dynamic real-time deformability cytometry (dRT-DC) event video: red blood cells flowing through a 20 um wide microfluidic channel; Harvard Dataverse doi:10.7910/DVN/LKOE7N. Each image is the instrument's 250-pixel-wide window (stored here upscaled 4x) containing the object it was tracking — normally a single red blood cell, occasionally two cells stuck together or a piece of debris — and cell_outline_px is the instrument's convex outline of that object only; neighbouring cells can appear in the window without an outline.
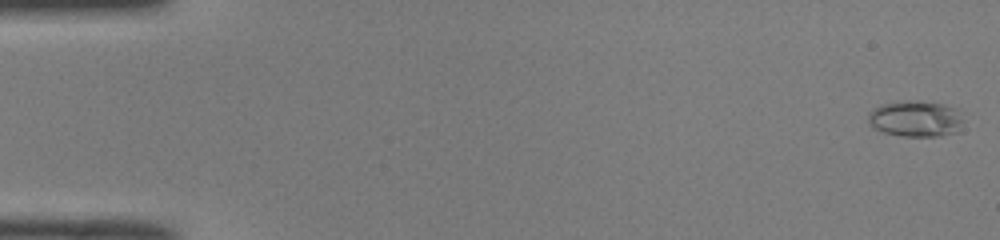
{"species": "common noctule bat (a hibernating species)", "species_latin": "Nyctalus noctula", "temperature_condition": "room temperature", "stored_images_in_passage": 51, "camera_frame_rate_fps": 3000, "um_per_image_px": 0.085, "animal": {"sex": "male", "body_mass_g": 19.0, "forearm_length_mm": 50.8}, "frame": {"image": 1, "passage_image": 1, "time_ms": 0.0, "image_size_px": [1000, 240], "cell_outline_px": [[964, 120], [956, 132], [940, 136], [904, 136], [884, 132], [872, 128], [868, 124], [868, 112], [872, 108], [884, 104], [908, 100], [916, 100], [944, 104], [956, 108]], "centroid_in_image_um": [77.81, 10.08], "position_along_channel_um": 7.2, "area_um2": 20.17}}
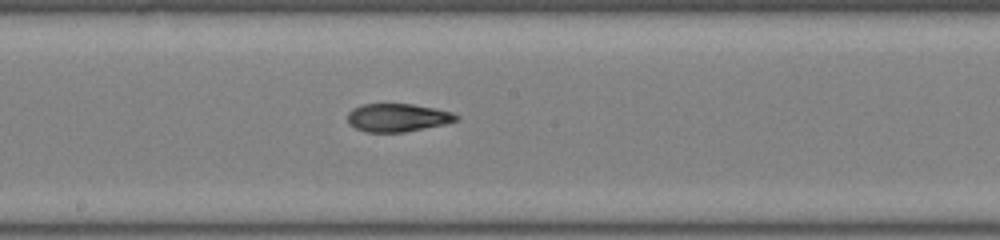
{"frame": {"image": 2, "passage_image": 28, "time_ms": 9.0, "image_size_px": [1000, 240], "cell_outline_px": [[460, 120], [444, 124], [404, 132], [364, 132], [348, 124], [348, 112], [352, 108], [364, 104], [412, 104], [436, 108], [452, 112], [460, 116]], "centroid_in_image_um": [33.81, 9.99], "position_along_channel_um": 214.4, "area_um2": 17.92}}
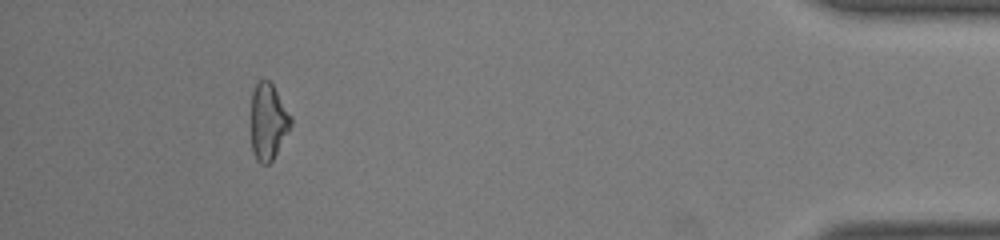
{"frame": {"image": 3, "passage_image": 47, "time_ms": 15.333, "image_size_px": [1000, 240], "cell_outline_px": [[292, 124], [288, 132], [272, 160], [268, 164], [260, 164], [256, 160], [252, 152], [252, 92], [256, 84], [260, 80], [268, 80], [272, 84], [292, 116]], "centroid_in_image_um": [22.8, 10.35], "position_along_channel_um": 412.4, "area_um2": 17.57}, "authors_computed_cell_mechanics": {"area_um2": 18.0914, "velocity_mm_per_s": 4.0595, "shape_relaxation_time_tau1_ms": null, "shape_relaxation_time_tau2_ms": 2.2369, "deformation_change_tau1": null, "deformation_change_tau2": 0.0881}}